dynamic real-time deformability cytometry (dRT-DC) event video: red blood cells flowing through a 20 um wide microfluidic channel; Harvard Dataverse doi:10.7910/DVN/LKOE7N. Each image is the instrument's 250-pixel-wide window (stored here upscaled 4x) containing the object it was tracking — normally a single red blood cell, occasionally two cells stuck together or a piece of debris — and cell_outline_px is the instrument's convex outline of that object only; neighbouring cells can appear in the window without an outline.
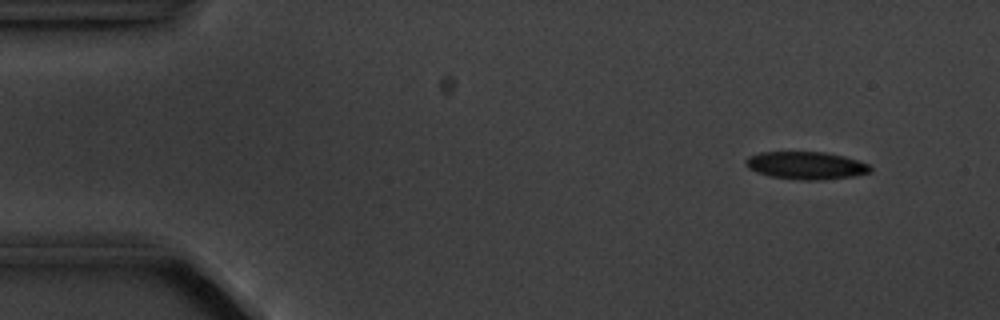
{"species": "common noctule bat (a hibernating species)", "species_latin": "Nyctalus noctula", "temperature_condition": "cold", "stored_images_in_passage": 5, "camera_frame_rate_fps": 3000, "um_per_image_px": 0.085, "animal": {"sex": "male", "body_mass_g": 20.1, "forearm_length_mm": 53.5}, "frame": {"image": 1, "passage_image": 2, "time_ms": 1.333, "image_size_px": [1000, 320], "cell_outline_px": [[872, 172], [852, 176], [824, 180], [800, 180], [768, 176], [756, 172], [748, 168], [744, 164], [744, 160], [748, 156], [760, 152], [824, 152], [844, 156], [868, 164], [872, 168]], "centroid_in_image_um": [68.48, 14.07], "position_along_channel_um": 16.5, "area_um2": 20.23}}
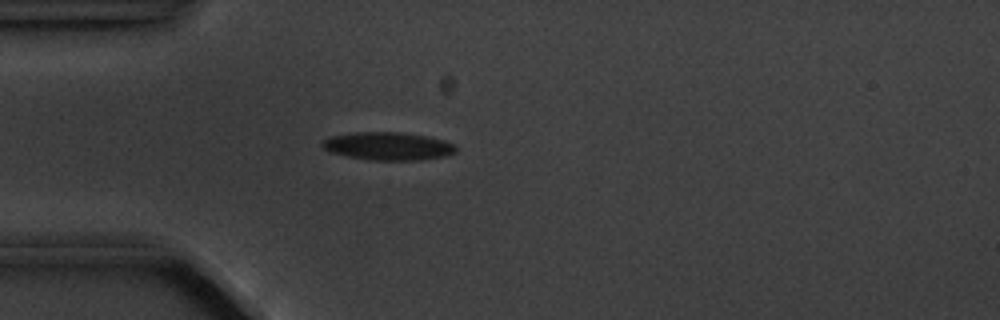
{"frame": {"image": 2, "passage_image": 5, "time_ms": 4.667, "image_size_px": [1000, 320], "cell_outline_px": [[456, 152], [444, 156], [420, 160], [368, 160], [328, 152], [320, 144], [320, 140], [332, 136], [356, 132], [400, 132], [428, 136], [444, 140], [456, 144]], "centroid_in_image_um": [32.97, 12.42], "position_along_channel_um": 52.0, "area_um2": 21.96}}